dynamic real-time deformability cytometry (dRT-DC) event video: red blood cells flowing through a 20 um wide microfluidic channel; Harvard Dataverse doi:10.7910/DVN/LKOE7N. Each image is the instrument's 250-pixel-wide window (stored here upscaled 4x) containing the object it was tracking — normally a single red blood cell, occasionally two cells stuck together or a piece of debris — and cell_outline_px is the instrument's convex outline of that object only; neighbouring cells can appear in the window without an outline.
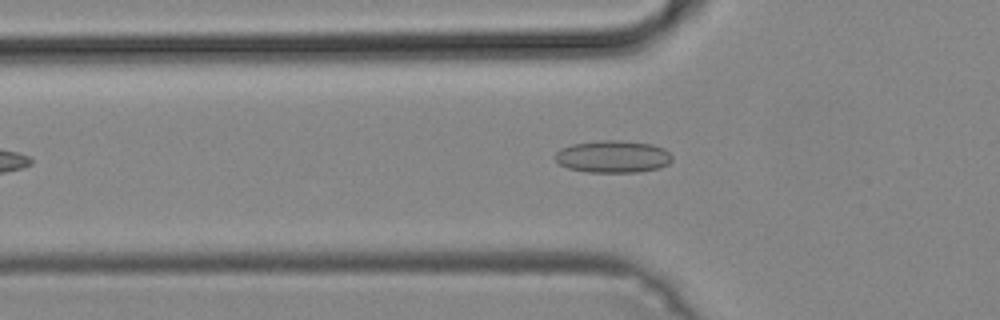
{"species": "common noctule bat (a hibernating species)", "species_latin": "Nyctalus noctula", "temperature_condition": "cold", "stored_images_in_passage": 34, "camera_frame_rate_fps": 3000, "um_per_image_px": 0.085, "animal": {"sex": "male", "body_mass_g": 19.2, "forearm_length_mm": 51.8}, "frame": {"image": 1, "passage_image": 4, "time_ms": 1.0, "image_size_px": [1000, 320], "cell_outline_px": [[672, 160], [668, 164], [660, 168], [636, 172], [588, 172], [568, 168], [560, 164], [556, 160], [556, 152], [560, 148], [572, 144], [596, 140], [620, 140], [652, 144], [664, 148], [672, 156]], "centroid_in_image_um": [52.1, 13.3], "position_along_channel_um": 73.7, "area_um2": 22.08}}
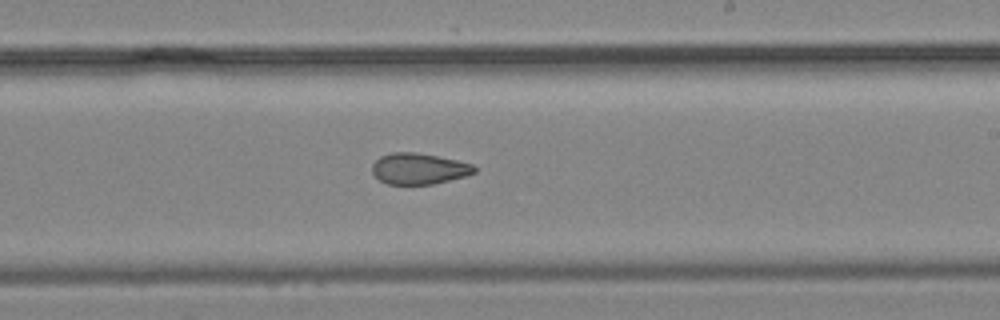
{"frame": {"image": 2, "passage_image": 17, "time_ms": 5.333, "image_size_px": [1000, 320], "cell_outline_px": [[476, 172], [464, 176], [432, 184], [388, 184], [380, 180], [372, 172], [372, 164], [380, 156], [392, 152], [416, 152], [456, 160], [472, 164], [476, 168]], "centroid_in_image_um": [35.58, 14.33], "position_along_channel_um": 253.4, "area_um2": 18.32}}
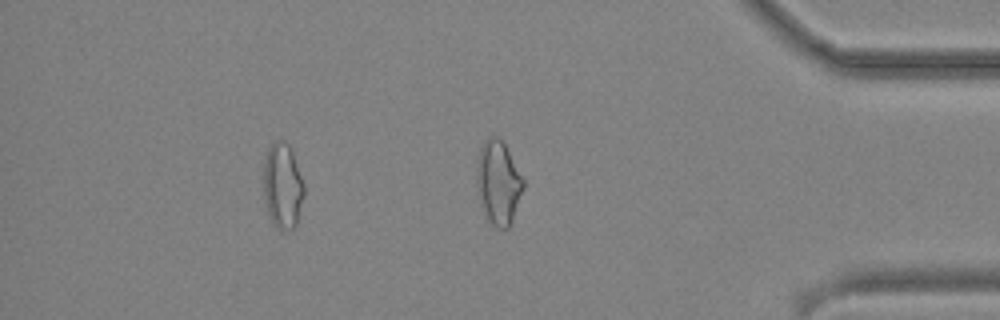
{"frame": {"image": 3, "passage_image": 29, "time_ms": 9.333, "image_size_px": [1000, 320], "cell_outline_px": [[304, 196], [296, 224], [292, 228], [276, 228], [272, 224], [264, 200], [264, 156], [268, 148], [276, 140], [284, 140], [288, 144], [292, 152], [304, 184]], "centroid_in_image_um": [24.01, 15.78], "position_along_channel_um": 411.2, "area_um2": 20.06}}